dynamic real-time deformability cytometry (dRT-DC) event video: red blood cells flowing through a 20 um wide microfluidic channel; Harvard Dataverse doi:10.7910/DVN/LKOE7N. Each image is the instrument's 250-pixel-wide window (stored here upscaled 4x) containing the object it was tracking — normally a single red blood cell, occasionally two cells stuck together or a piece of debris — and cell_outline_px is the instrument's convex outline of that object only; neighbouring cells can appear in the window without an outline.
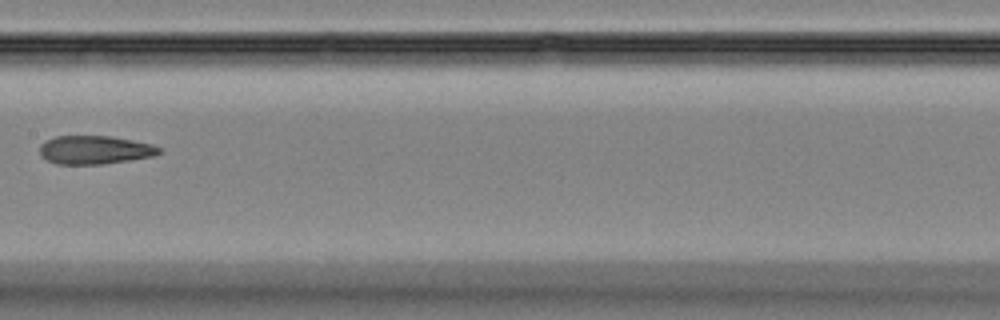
{"species": "Egyptian fruit bat (a non-hibernating species)", "species_latin": "Rousettus aegyptiacus", "temperature_condition": "room temperature", "stored_images_in_passage": 7, "camera_frame_rate_fps": 3000, "um_per_image_px": 0.085, "animal": {"sex": "female"}, "frame": {"image": 1, "passage_image": 7, "time_ms": 7.0, "image_size_px": [1000, 320], "cell_outline_px": [[164, 152], [156, 156], [104, 164], [56, 164], [40, 156], [40, 144], [44, 140], [56, 136], [108, 136], [132, 140], [152, 144], [164, 148]], "centroid_in_image_um": [8.1, 12.74], "position_along_channel_um": 199.3, "area_um2": 20.11}}